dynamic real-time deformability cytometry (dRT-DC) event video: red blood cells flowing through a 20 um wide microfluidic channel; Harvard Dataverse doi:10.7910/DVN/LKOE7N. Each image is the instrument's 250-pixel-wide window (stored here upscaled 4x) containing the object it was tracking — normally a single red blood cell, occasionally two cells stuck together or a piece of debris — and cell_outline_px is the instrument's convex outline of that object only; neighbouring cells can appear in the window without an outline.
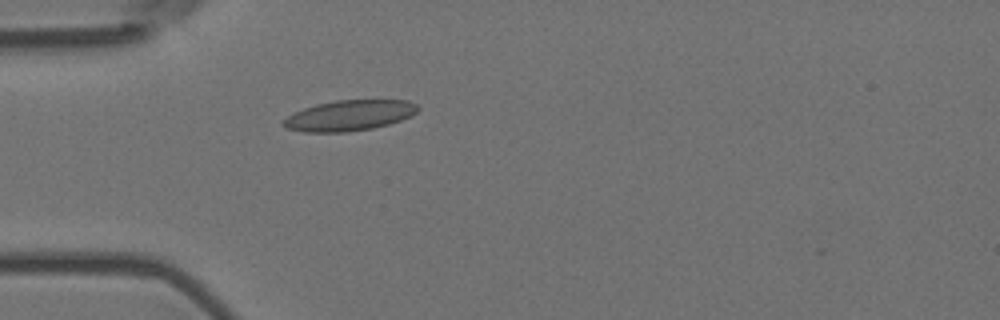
{"species": "Egyptian fruit bat (a non-hibernating species)", "species_latin": "Rousettus aegyptiacus", "temperature_condition": "room temperature", "stored_images_in_passage": 4, "camera_frame_rate_fps": 3000, "um_per_image_px": 0.085, "animal": {"sex": "female"}, "frame": {"image": 1, "passage_image": 4, "time_ms": 1.0, "image_size_px": [1000, 320], "cell_outline_px": [[420, 108], [412, 116], [388, 124], [372, 128], [344, 132], [304, 132], [284, 128], [280, 124], [288, 116], [304, 108], [316, 104], [336, 100], [408, 100], [416, 104]], "centroid_in_image_um": [29.68, 9.81], "position_along_channel_um": 55.3, "area_um2": 23.93}}